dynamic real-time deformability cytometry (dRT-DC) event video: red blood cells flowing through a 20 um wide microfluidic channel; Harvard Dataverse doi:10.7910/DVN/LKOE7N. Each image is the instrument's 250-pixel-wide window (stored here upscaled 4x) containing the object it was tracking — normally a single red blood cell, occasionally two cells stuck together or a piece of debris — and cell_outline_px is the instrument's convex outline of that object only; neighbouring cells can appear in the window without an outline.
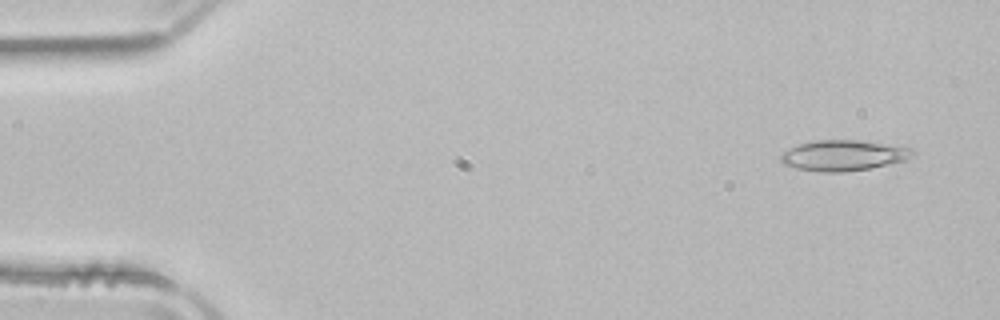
{"species": "common noctule bat (a hibernating species)", "species_latin": "Nyctalus noctula", "temperature_condition": "room temperature", "stored_images_in_passage": 2, "camera_frame_rate_fps": 3000, "um_per_image_px": 0.085, "animal": {"sex": "male", "body_mass_g": 21.5, "forearm_length_mm": 52.0}, "frame": {"image": 1, "passage_image": 1, "time_ms": 0.0, "image_size_px": [1000, 320], "cell_outline_px": [[916, 156], [904, 160], [888, 164], [868, 168], [844, 172], [820, 172], [796, 168], [784, 164], [780, 160], [780, 156], [784, 152], [800, 144], [816, 140], [860, 140], [912, 148], [916, 152]], "centroid_in_image_um": [71.72, 13.21], "position_along_channel_um": 13.3, "area_um2": 23.35}}